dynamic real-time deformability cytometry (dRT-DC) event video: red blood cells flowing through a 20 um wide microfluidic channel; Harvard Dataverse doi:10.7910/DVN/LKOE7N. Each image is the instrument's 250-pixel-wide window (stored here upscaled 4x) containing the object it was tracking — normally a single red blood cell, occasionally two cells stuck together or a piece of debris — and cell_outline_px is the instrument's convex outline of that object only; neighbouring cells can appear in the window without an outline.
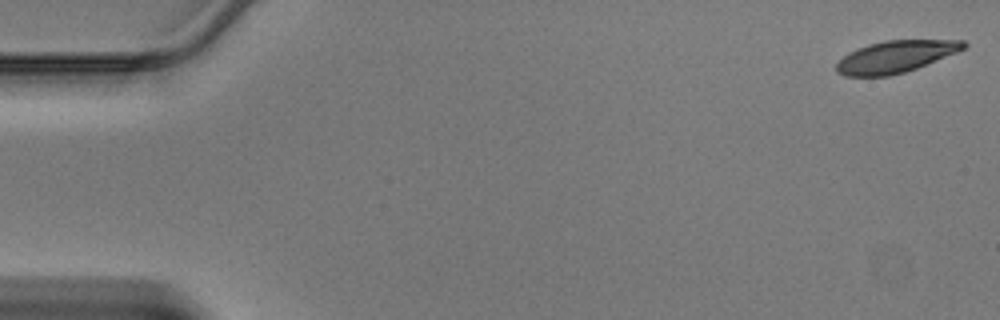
{"species": "Egyptian fruit bat (a non-hibernating species)", "species_latin": "Rousettus aegyptiacus", "temperature_condition": "warm", "stored_images_in_passage": 47, "camera_frame_rate_fps": 3000, "um_per_image_px": 0.085, "animal": {"sex": "male"}, "frame": {"image": 1, "passage_image": 1, "time_ms": 0.0, "image_size_px": [1000, 320], "cell_outline_px": [[968, 44], [964, 48], [956, 52], [916, 68], [904, 72], [888, 76], [844, 76], [836, 72], [836, 64], [848, 52], [868, 44], [884, 40], [964, 40]], "centroid_in_image_um": [76.08, 4.81], "position_along_channel_um": 8.9, "area_um2": 23.47}}
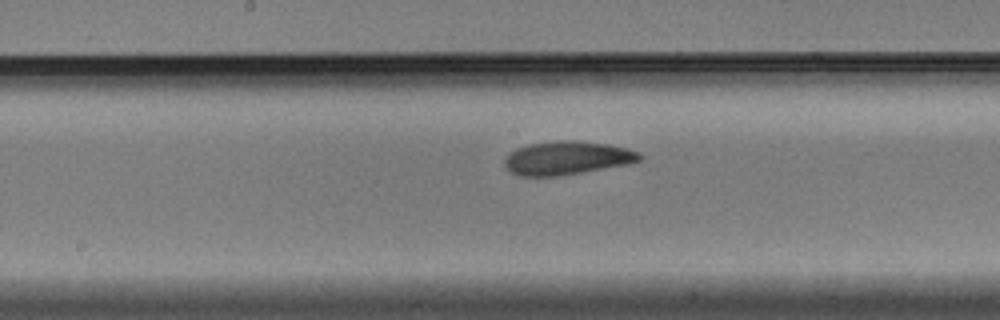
{"frame": {"image": 2, "passage_image": 24, "time_ms": 7.667, "image_size_px": [1000, 320], "cell_outline_px": [[644, 156], [640, 160], [628, 164], [556, 176], [516, 176], [508, 172], [504, 168], [504, 160], [508, 152], [516, 148], [528, 144], [556, 140], [576, 140], [608, 144], [628, 148]], "centroid_in_image_um": [48.12, 13.42], "position_along_channel_um": 200.1, "area_um2": 26.59}}
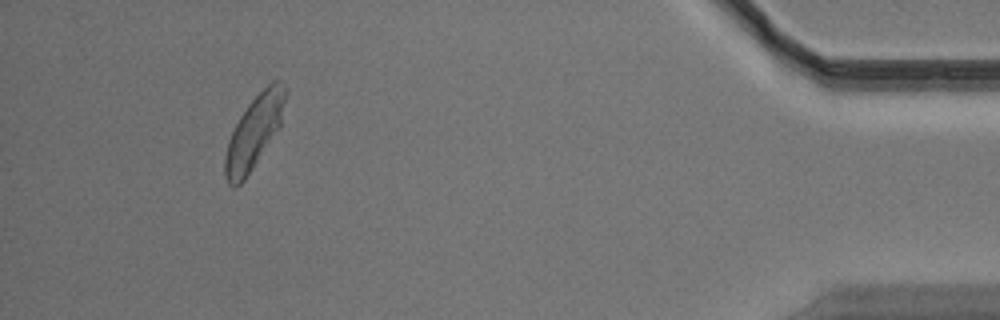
{"frame": {"image": 3, "passage_image": 43, "time_ms": 14.0, "image_size_px": [1000, 320], "cell_outline_px": [[284, 100], [280, 128], [244, 180], [236, 188], [228, 184], [224, 176], [224, 156], [228, 140], [240, 116], [248, 104], [272, 80], [276, 80], [284, 84]], "centroid_in_image_um": [21.56, 11.28], "position_along_channel_um": 413.6, "area_um2": 25.2}}